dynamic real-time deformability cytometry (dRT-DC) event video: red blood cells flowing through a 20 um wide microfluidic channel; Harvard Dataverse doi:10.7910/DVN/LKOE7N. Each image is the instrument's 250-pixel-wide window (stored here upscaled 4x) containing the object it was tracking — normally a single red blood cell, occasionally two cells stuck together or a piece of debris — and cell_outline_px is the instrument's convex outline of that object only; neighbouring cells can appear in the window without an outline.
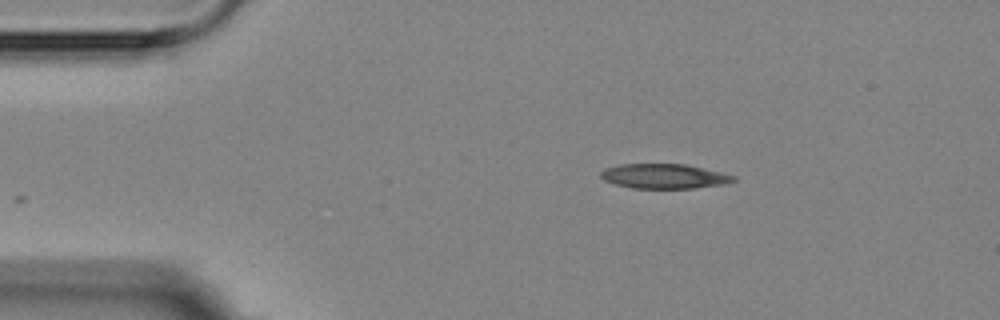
{"species": "Egyptian fruit bat (a non-hibernating species)", "species_latin": "Rousettus aegyptiacus", "temperature_condition": "room temperature", "stored_images_in_passage": 3, "segment_of_instrument_passage": [1, 2], "camera_frame_rate_fps": 3000, "um_per_image_px": 0.085, "animal": {"sex": "female"}, "frame": {"image": 1, "passage_image": 1, "time_ms": 0.0, "image_size_px": [1000, 320], "cell_outline_px": [[736, 180], [724, 184], [696, 188], [632, 188], [616, 184], [604, 180], [600, 176], [600, 172], [604, 168], [620, 164], [684, 164], [720, 172], [736, 176]], "centroid_in_image_um": [56.43, 14.98], "position_along_channel_um": 28.6, "area_um2": 19.02}}